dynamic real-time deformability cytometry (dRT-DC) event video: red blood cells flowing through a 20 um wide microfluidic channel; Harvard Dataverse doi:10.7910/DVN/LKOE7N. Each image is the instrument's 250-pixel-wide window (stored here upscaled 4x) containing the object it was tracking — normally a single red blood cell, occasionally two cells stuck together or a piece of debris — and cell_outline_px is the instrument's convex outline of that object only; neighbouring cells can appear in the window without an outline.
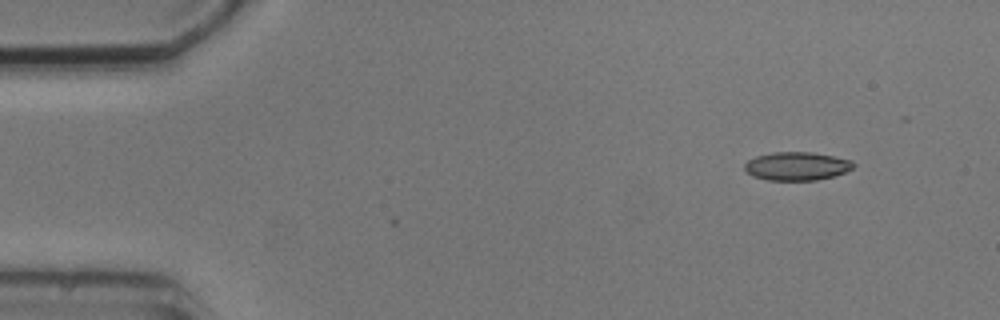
{"species": "common noctule bat (a hibernating species)", "species_latin": "Nyctalus noctula", "temperature_condition": "cold", "stored_images_in_passage": 5, "camera_frame_rate_fps": 3000, "um_per_image_px": 0.085, "animal": {"sex": "male", "body_mass_g": 20.5, "forearm_length_mm": 52.5}, "frame": {"image": 1, "passage_image": 1, "time_ms": 0.0, "image_size_px": [1000, 320], "cell_outline_px": [[856, 164], [852, 168], [844, 172], [832, 176], [816, 180], [768, 180], [752, 176], [744, 168], [744, 164], [748, 160], [756, 156], [772, 152], [812, 152], [852, 160]], "centroid_in_image_um": [67.71, 14.11], "position_along_channel_um": 17.3, "area_um2": 17.92}}
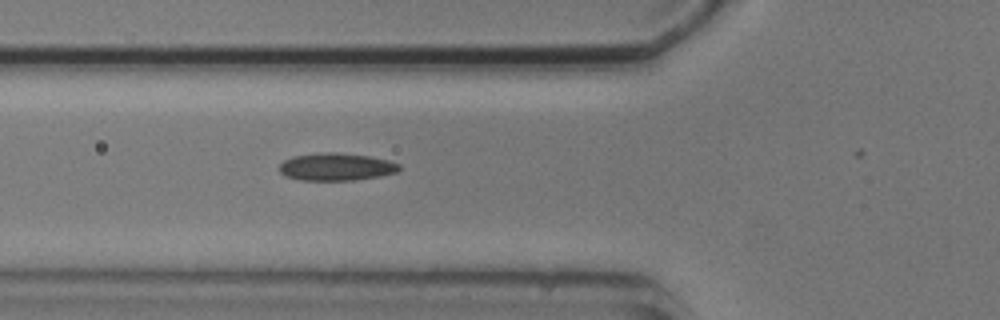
{"frame": {"image": 2, "passage_image": 5, "time_ms": 4.667, "image_size_px": [1000, 320], "cell_outline_px": [[400, 168], [396, 172], [380, 176], [356, 180], [300, 180], [284, 176], [280, 172], [280, 164], [284, 160], [292, 156], [316, 152], [336, 152], [368, 156], [388, 160], [400, 164]], "centroid_in_image_um": [28.55, 14.17], "position_along_channel_um": 97.3, "area_um2": 19.36}}